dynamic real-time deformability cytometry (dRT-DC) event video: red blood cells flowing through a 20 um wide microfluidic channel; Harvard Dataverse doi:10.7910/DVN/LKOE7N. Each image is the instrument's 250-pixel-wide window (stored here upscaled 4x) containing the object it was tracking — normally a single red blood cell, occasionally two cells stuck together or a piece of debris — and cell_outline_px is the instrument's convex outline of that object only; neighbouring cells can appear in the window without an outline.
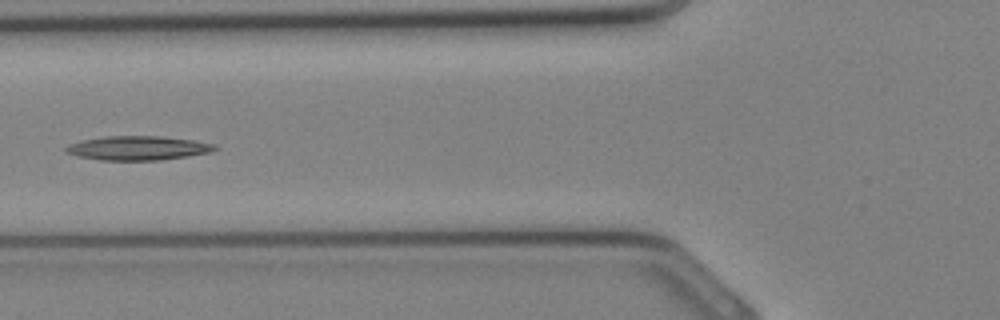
{"species": "Egyptian fruit bat (a non-hibernating species)", "species_latin": "Rousettus aegyptiacus", "temperature_condition": "cold", "stored_images_in_passage": 32, "segment_of_instrument_passage": [1, 2], "camera_frame_rate_fps": 3000, "um_per_image_px": 0.085, "animal": {"sex": "female"}, "frame": {"image": 1, "passage_image": 10, "time_ms": 3.0, "image_size_px": [1000, 320], "cell_outline_px": [[216, 148], [212, 152], [188, 156], [160, 160], [100, 160], [76, 156], [64, 152], [64, 148], [68, 144], [80, 140], [104, 136], [160, 136], [192, 140], [216, 144]], "centroid_in_image_um": [11.67, 12.58], "position_along_channel_um": 114.1, "area_um2": 21.1}}
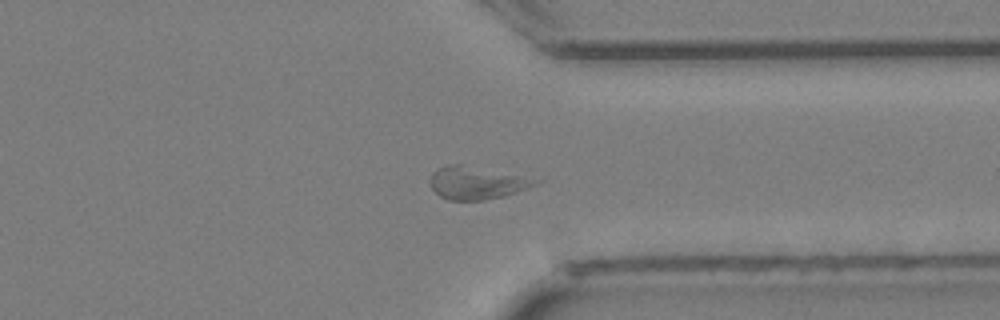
{"frame": {"image": 2, "passage_image": 23, "time_ms": 7.333, "image_size_px": [1000, 320], "cell_outline_px": [[544, 180], [536, 184], [516, 192], [504, 196], [484, 200], [448, 200], [440, 196], [432, 188], [432, 172], [436, 168], [444, 164], [460, 164], [544, 176]], "centroid_in_image_um": [40.7, 15.49], "position_along_channel_um": 370.7, "area_um2": 21.04}}
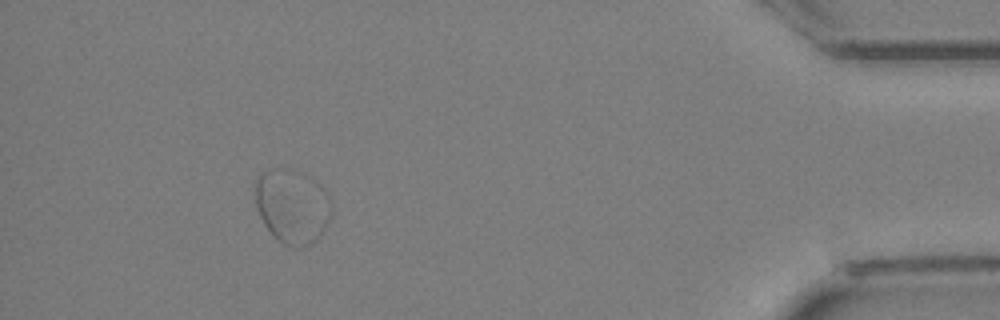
{"frame": {"image": 3, "passage_image": 28, "time_ms": 9.0, "image_size_px": [1000, 320], "cell_outline_px": [[332, 212], [320, 236], [312, 244], [300, 248], [296, 248], [284, 244], [264, 224], [260, 216], [256, 204], [252, 184], [268, 168], [276, 168]], "centroid_in_image_um": [24.57, 17.81], "position_along_channel_um": 410.6, "area_um2": 28.03}}